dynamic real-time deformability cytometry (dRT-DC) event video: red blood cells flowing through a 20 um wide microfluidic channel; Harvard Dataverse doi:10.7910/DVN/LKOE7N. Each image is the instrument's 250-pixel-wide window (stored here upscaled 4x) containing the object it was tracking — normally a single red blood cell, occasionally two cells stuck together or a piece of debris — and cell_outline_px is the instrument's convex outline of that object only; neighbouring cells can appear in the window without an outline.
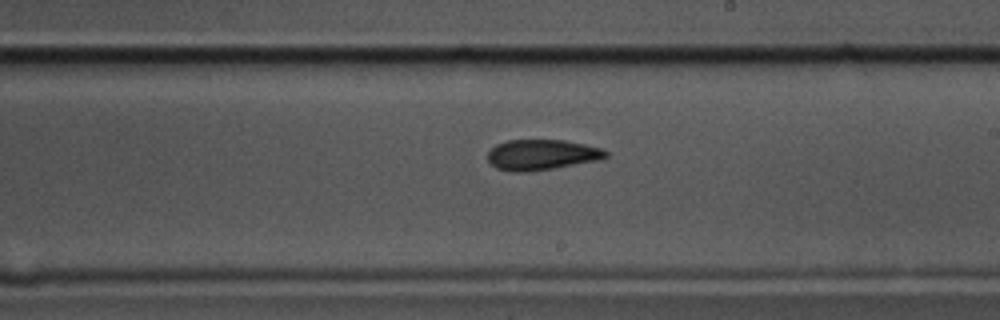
{"species": "common noctule bat (a hibernating species)", "species_latin": "Nyctalus noctula", "temperature_condition": "cold", "stored_images_in_passage": 34, "camera_frame_rate_fps": 3000, "um_per_image_px": 0.085, "animal": {"sex": "male", "body_mass_g": 17.5, "forearm_length_mm": 52.3}, "frame": {"image": 1, "passage_image": 20, "time_ms": 6.333, "image_size_px": [1000, 320], "cell_outline_px": [[608, 156], [600, 160], [552, 168], [524, 172], [516, 172], [496, 168], [488, 160], [488, 152], [496, 144], [508, 140], [564, 140], [604, 148], [608, 152]], "centroid_in_image_um": [46.07, 13.14], "position_along_channel_um": 242.9, "area_um2": 20.92}}
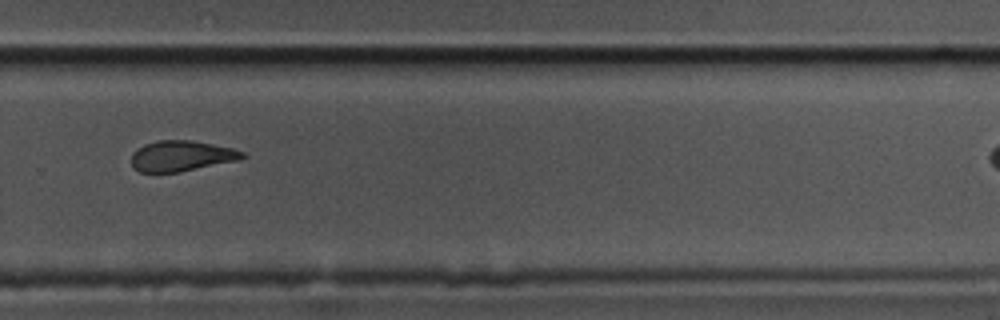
{"frame": {"image": 2, "passage_image": 26, "time_ms": 8.333, "image_size_px": [1000, 320], "cell_outline_px": [[248, 156], [236, 160], [180, 172], [140, 172], [132, 168], [132, 152], [136, 148], [144, 144], [156, 140], [192, 140], [232, 148], [244, 152]], "centroid_in_image_um": [15.38, 13.25], "position_along_channel_um": 314.4, "area_um2": 19.83}}
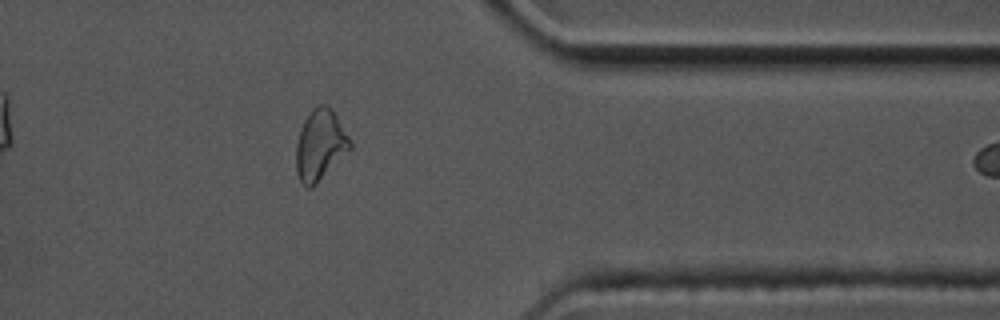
{"frame": {"image": 3, "passage_image": 33, "time_ms": 10.667, "image_size_px": [1000, 320], "cell_outline_px": [[352, 148], [312, 188], [308, 188], [300, 180], [296, 172], [296, 144], [304, 120], [312, 108], [320, 104], [328, 104], [332, 108], [348, 136], [352, 144]], "centroid_in_image_um": [27.21, 12.31], "position_along_channel_um": 384.2, "area_um2": 22.14}}